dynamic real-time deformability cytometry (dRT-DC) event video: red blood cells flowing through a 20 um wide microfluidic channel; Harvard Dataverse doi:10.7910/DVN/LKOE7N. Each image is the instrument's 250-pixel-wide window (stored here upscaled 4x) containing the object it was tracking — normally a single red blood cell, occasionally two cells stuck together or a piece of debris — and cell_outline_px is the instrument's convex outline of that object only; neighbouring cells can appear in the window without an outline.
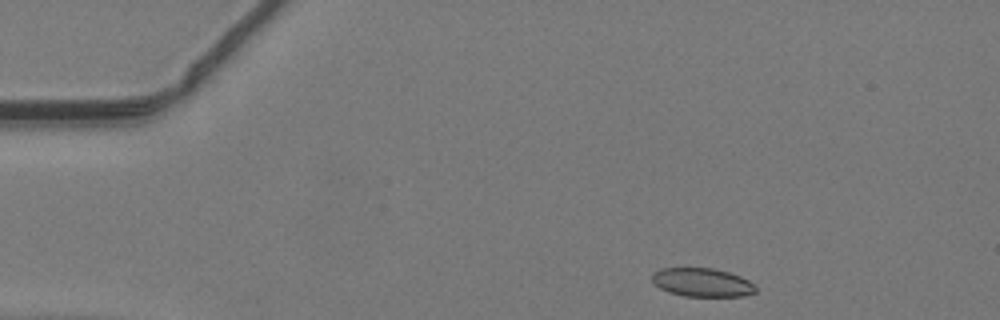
{"species": "common noctule bat (a hibernating species)", "species_latin": "Nyctalus noctula", "temperature_condition": "warm", "stored_images_in_passage": 41, "camera_frame_rate_fps": 3000, "um_per_image_px": 0.085, "animal": {"sex": "male", "body_mass_g": 19.2, "forearm_length_mm": 51.8}, "frame": {"image": 1, "passage_image": 1, "time_ms": 0.0, "image_size_px": [1000, 320], "cell_outline_px": [[756, 292], [744, 296], [684, 296], [668, 292], [660, 288], [652, 280], [652, 272], [660, 268], [712, 268], [728, 272], [740, 276], [748, 280], [756, 288]], "centroid_in_image_um": [59.66, 24.0], "position_along_channel_um": 25.3, "area_um2": 17.22}}
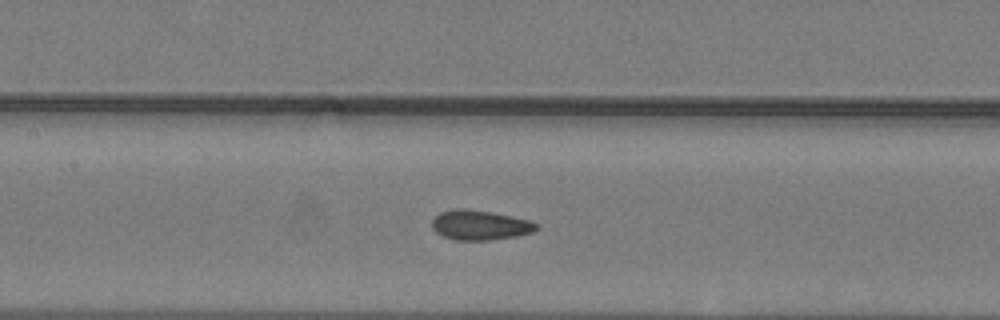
{"frame": {"image": 2, "passage_image": 16, "time_ms": 5.0, "image_size_px": [1000, 320], "cell_outline_px": [[540, 224], [532, 232], [516, 236], [492, 240], [456, 240], [444, 236], [436, 232], [432, 228], [432, 220], [440, 212], [456, 208], [464, 208], [492, 212], [512, 216], [528, 220]], "centroid_in_image_um": [40.79, 19.13], "position_along_channel_um": 166.6, "area_um2": 18.09}}
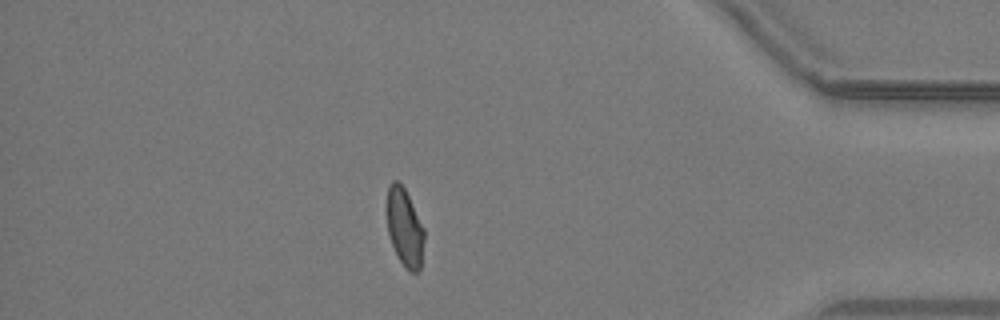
{"frame": {"image": 3, "passage_image": 35, "time_ms": 11.333, "image_size_px": [1000, 320], "cell_outline_px": [[424, 240], [420, 268], [416, 272], [408, 272], [400, 260], [392, 244], [388, 232], [388, 188], [392, 180], [396, 180], [404, 188], [424, 228]], "centroid_in_image_um": [34.41, 19.37], "position_along_channel_um": 400.8, "area_um2": 16.47}}